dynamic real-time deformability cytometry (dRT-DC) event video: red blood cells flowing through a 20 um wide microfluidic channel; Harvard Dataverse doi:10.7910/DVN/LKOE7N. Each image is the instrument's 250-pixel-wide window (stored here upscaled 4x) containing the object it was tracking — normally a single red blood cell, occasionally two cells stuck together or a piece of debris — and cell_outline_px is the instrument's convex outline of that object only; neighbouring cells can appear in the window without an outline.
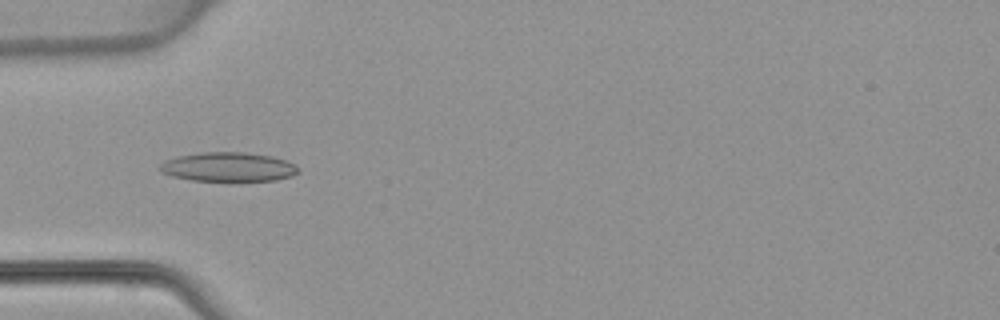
{"species": "common noctule bat (a hibernating species)", "species_latin": "Nyctalus noctula", "temperature_condition": "warm", "stored_images_in_passage": 47, "camera_frame_rate_fps": 3000, "um_per_image_px": 0.085, "animal": {"sex": "female", "body_mass_g": 22.7, "forearm_length_mm": 54.2}, "frame": {"image": 1, "passage_image": 15, "time_ms": 4.667, "image_size_px": [1000, 320], "cell_outline_px": [[300, 172], [292, 176], [276, 180], [236, 184], [192, 180], [172, 176], [160, 172], [156, 168], [164, 160], [176, 156], [200, 152], [244, 152], [272, 156], [296, 164], [300, 168]], "centroid_in_image_um": [19.41, 14.24], "position_along_channel_um": 65.6, "area_um2": 24.91}}
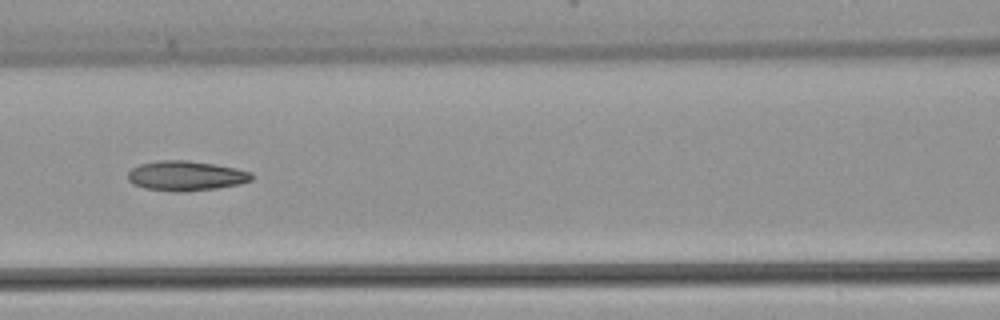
{"frame": {"image": 2, "passage_image": 21, "time_ms": 6.667, "image_size_px": [1000, 320], "cell_outline_px": [[252, 180], [240, 184], [216, 188], [184, 192], [176, 192], [144, 188], [132, 184], [128, 180], [128, 172], [132, 168], [140, 164], [160, 160], [188, 160], [216, 164], [236, 168], [252, 172]], "centroid_in_image_um": [15.8, 14.94], "position_along_channel_um": 150.8, "area_um2": 21.68}}
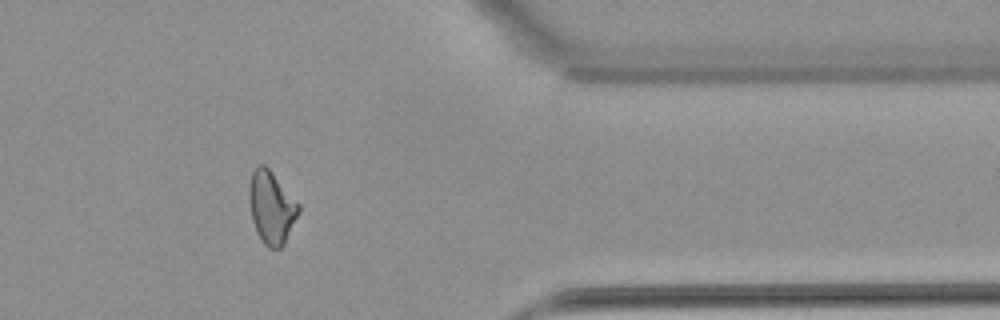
{"frame": {"image": 3, "passage_image": 39, "time_ms": 12.667, "image_size_px": [1000, 320], "cell_outline_px": [[300, 212], [284, 244], [280, 248], [268, 248], [260, 240], [256, 232], [252, 220], [248, 200], [248, 188], [252, 172], [260, 164], [264, 164], [272, 172], [300, 204]], "centroid_in_image_um": [23.06, 17.64], "position_along_channel_um": 388.3, "area_um2": 21.1}}